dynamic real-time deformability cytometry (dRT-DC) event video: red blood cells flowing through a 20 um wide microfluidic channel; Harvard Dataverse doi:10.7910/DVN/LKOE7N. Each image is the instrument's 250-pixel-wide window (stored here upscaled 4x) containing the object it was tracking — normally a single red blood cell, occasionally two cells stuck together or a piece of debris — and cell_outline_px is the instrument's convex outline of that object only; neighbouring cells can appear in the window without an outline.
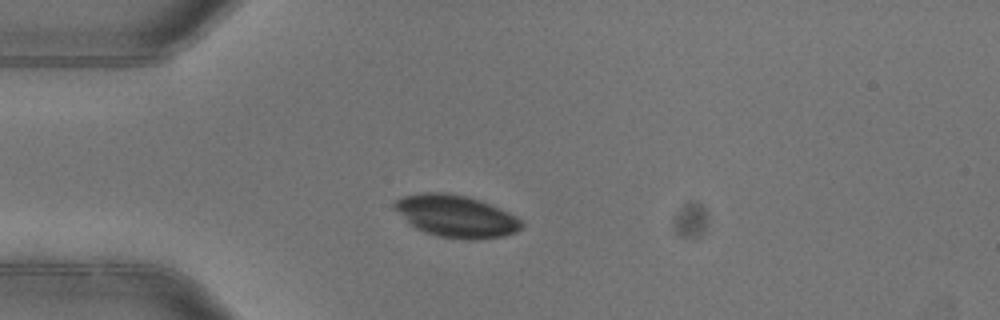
{"species": "common noctule bat (a hibernating species)", "species_latin": "Nyctalus noctula", "temperature_condition": "warm", "stored_images_in_passage": 2, "camera_frame_rate_fps": 3000, "um_per_image_px": 0.085, "animal": {"sex": "female"}, "frame": {"image": 1, "passage_image": 2, "time_ms": 0.333, "image_size_px": [1000, 320], "cell_outline_px": [[524, 224], [516, 232], [504, 236], [472, 240], [468, 240], [440, 236], [416, 228], [392, 208], [392, 204], [396, 200], [404, 196], [424, 192], [444, 192], [464, 196], [480, 200], [492, 204], [516, 216]], "centroid_in_image_um": [38.77, 18.36], "position_along_channel_um": 46.2, "area_um2": 30.98}}